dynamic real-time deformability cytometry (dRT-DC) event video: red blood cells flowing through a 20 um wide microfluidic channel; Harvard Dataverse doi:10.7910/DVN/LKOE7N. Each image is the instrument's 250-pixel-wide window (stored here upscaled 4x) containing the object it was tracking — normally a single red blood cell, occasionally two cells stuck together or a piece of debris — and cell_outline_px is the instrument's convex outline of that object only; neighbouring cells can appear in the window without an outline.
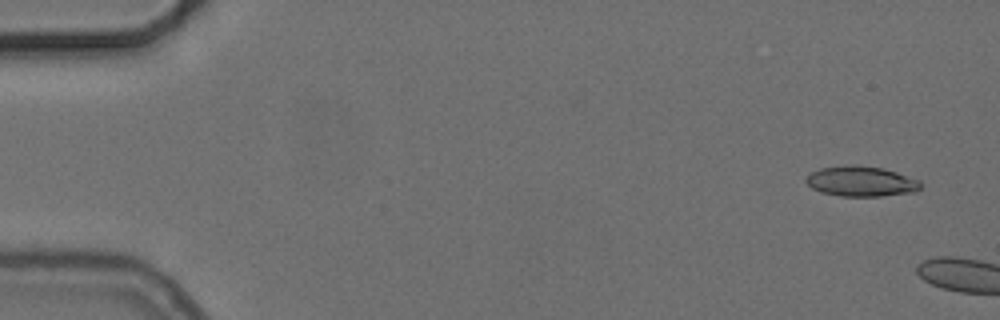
{"species": "common noctule bat (a hibernating species)", "species_latin": "Nyctalus noctula", "temperature_condition": "cold", "stored_images_in_passage": 15, "camera_frame_rate_fps": 3000, "um_per_image_px": 0.085, "animal": {"sex": "female", "body_mass_g": 24.6, "forearm_length_mm": 56.2}, "frame": {"image": 1, "passage_image": 3, "time_ms": 0.667, "image_size_px": [1000, 320], "cell_outline_px": [[920, 188], [916, 192], [880, 196], [840, 196], [820, 192], [812, 188], [804, 180], [812, 172], [820, 168], [852, 164], [856, 164], [884, 168], [920, 180]], "centroid_in_image_um": [73.2, 15.41], "position_along_channel_um": 11.8, "area_um2": 20.29}}